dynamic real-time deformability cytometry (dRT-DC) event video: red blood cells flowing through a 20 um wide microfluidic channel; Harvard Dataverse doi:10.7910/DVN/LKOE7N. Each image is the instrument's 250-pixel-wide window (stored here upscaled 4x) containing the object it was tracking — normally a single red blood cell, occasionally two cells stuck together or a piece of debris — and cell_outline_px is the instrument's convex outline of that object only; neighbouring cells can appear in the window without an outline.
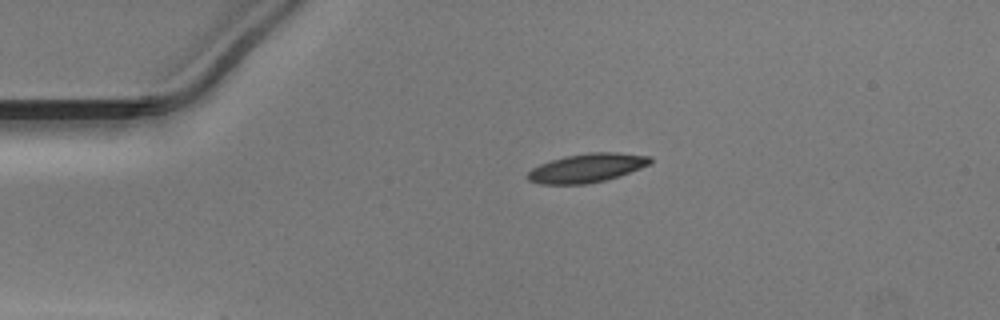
{"species": "Egyptian fruit bat (a non-hibernating species)", "species_latin": "Rousettus aegyptiacus", "temperature_condition": "warm", "stored_images_in_passage": 41, "camera_frame_rate_fps": 3000, "um_per_image_px": 0.085, "animal": {"sex": "male"}, "frame": {"image": 1, "passage_image": 1, "time_ms": 0.0, "image_size_px": [1000, 320], "cell_outline_px": [[652, 164], [620, 176], [588, 184], [540, 184], [528, 180], [528, 172], [532, 168], [540, 164], [564, 156], [588, 152], [616, 152], [652, 156]], "centroid_in_image_um": [49.93, 14.27], "position_along_channel_um": 35.1, "area_um2": 20.75}}
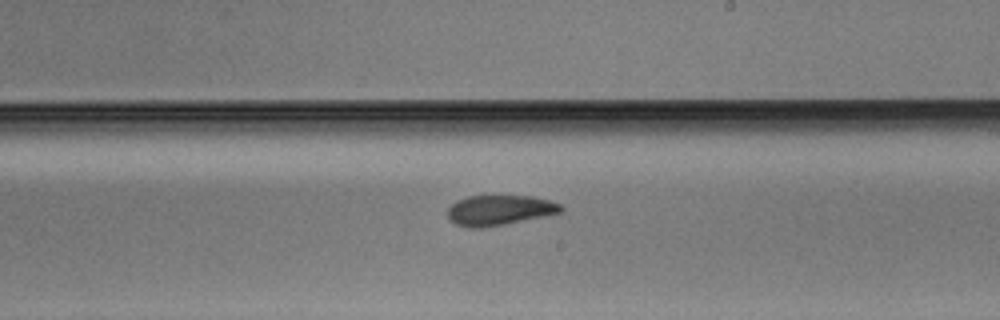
{"frame": {"image": 2, "passage_image": 20, "time_ms": 6.333, "image_size_px": [1000, 320], "cell_outline_px": [[564, 208], [560, 212], [504, 224], [480, 228], [468, 228], [456, 224], [448, 216], [448, 208], [456, 200], [468, 196], [532, 196], [548, 200], [560, 204]], "centroid_in_image_um": [42.42, 17.86], "position_along_channel_um": 246.6, "area_um2": 19.59}}
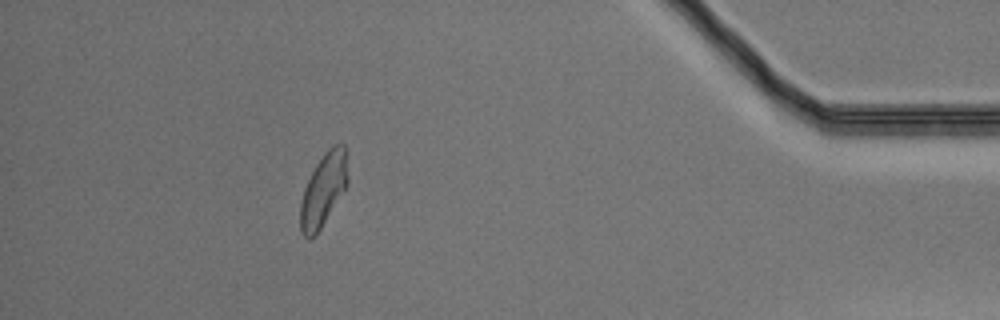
{"frame": {"image": 3, "passage_image": 36, "time_ms": 11.667, "image_size_px": [1000, 320], "cell_outline_px": [[348, 180], [344, 188], [320, 228], [308, 240], [300, 232], [300, 204], [304, 188], [316, 164], [324, 152], [332, 144], [344, 144], [348, 152]], "centroid_in_image_um": [27.5, 16.05], "position_along_channel_um": 407.7, "area_um2": 19.94}}